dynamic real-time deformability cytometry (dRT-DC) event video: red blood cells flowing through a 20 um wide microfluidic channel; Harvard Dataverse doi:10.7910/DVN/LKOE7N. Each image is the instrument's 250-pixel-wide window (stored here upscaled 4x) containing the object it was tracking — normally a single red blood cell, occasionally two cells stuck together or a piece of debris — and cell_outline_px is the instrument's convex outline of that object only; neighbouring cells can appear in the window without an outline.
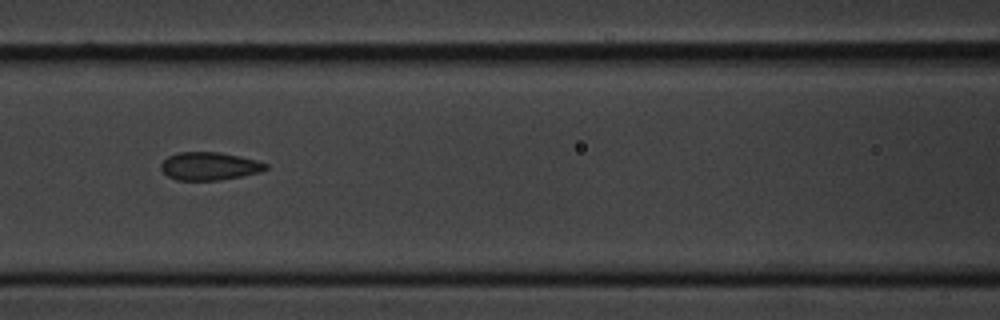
{"species": "common noctule bat (a hibernating species)", "species_latin": "Nyctalus noctula", "temperature_condition": "cold", "stored_images_in_passage": 13, "camera_frame_rate_fps": 3000, "um_per_image_px": 0.085, "animal": {"sex": "male", "body_mass_g": 20.1, "forearm_length_mm": 53.5}, "frame": {"image": 1, "passage_image": 7, "time_ms": 7.667, "image_size_px": [1000, 320], "cell_outline_px": [[268, 168], [260, 172], [220, 180], [176, 180], [168, 176], [160, 168], [160, 164], [168, 156], [176, 152], [220, 152], [240, 156], [256, 160], [268, 164]], "centroid_in_image_um": [17.78, 14.11], "position_along_channel_um": 148.8, "area_um2": 17.11}}
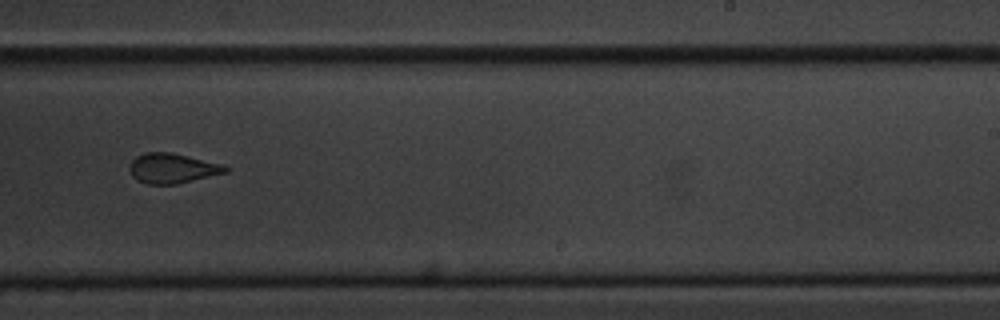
{"frame": {"image": 2, "passage_image": 10, "time_ms": 11.333, "image_size_px": [1000, 320], "cell_outline_px": [[228, 172], [176, 184], [148, 184], [136, 180], [132, 176], [128, 168], [128, 164], [136, 156], [144, 152], [172, 152], [224, 164], [228, 168]], "centroid_in_image_um": [14.63, 14.29], "position_along_channel_um": 274.4, "area_um2": 16.94}}
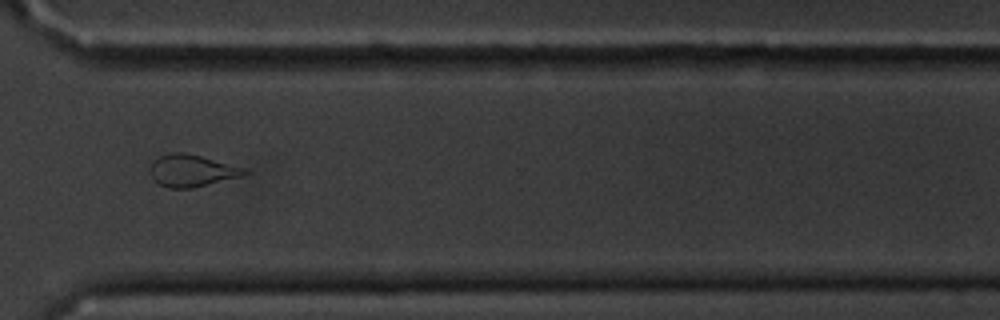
{"frame": {"image": 3, "passage_image": 12, "time_ms": 13.667, "image_size_px": [1000, 320], "cell_outline_px": [[248, 172], [240, 176], [192, 188], [168, 188], [160, 184], [148, 172], [148, 168], [152, 160], [168, 152], [184, 152], [200, 156], [244, 168]], "centroid_in_image_um": [16.21, 14.49], "position_along_channel_um": 354.4, "area_um2": 17.4}, "authors_computed_cell_mechanics": {"area_um2": 17.629, "velocity_mm_per_s": 3.4293, "shape_relaxation_time_tau1_ms": 7.6301, "shape_relaxation_time_tau2_ms": null, "deformation_change_tau1": 0.1059, "deformation_change_tau2": null}}